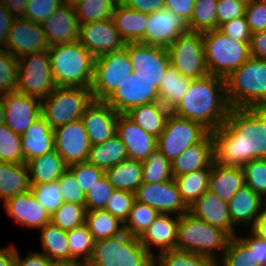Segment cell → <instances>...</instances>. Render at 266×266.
Instances as JSON below:
<instances>
[{
  "label": "cell",
  "instance_id": "1",
  "mask_svg": "<svg viewBox=\"0 0 266 266\" xmlns=\"http://www.w3.org/2000/svg\"><path fill=\"white\" fill-rule=\"evenodd\" d=\"M210 133L217 165L243 167L266 159V127L249 108H231L225 122Z\"/></svg>",
  "mask_w": 266,
  "mask_h": 266
},
{
  "label": "cell",
  "instance_id": "2",
  "mask_svg": "<svg viewBox=\"0 0 266 266\" xmlns=\"http://www.w3.org/2000/svg\"><path fill=\"white\" fill-rule=\"evenodd\" d=\"M230 109L225 79L208 74L191 80L187 93L172 113L197 121L209 131H213L225 122Z\"/></svg>",
  "mask_w": 266,
  "mask_h": 266
},
{
  "label": "cell",
  "instance_id": "3",
  "mask_svg": "<svg viewBox=\"0 0 266 266\" xmlns=\"http://www.w3.org/2000/svg\"><path fill=\"white\" fill-rule=\"evenodd\" d=\"M48 53L56 86L91 88L95 57L79 41L51 46Z\"/></svg>",
  "mask_w": 266,
  "mask_h": 266
},
{
  "label": "cell",
  "instance_id": "4",
  "mask_svg": "<svg viewBox=\"0 0 266 266\" xmlns=\"http://www.w3.org/2000/svg\"><path fill=\"white\" fill-rule=\"evenodd\" d=\"M231 108H250L266 103V60L250 57L226 79Z\"/></svg>",
  "mask_w": 266,
  "mask_h": 266
},
{
  "label": "cell",
  "instance_id": "5",
  "mask_svg": "<svg viewBox=\"0 0 266 266\" xmlns=\"http://www.w3.org/2000/svg\"><path fill=\"white\" fill-rule=\"evenodd\" d=\"M230 238L225 231L188 211L179 216L175 249L218 259L215 251L221 252L223 256Z\"/></svg>",
  "mask_w": 266,
  "mask_h": 266
},
{
  "label": "cell",
  "instance_id": "6",
  "mask_svg": "<svg viewBox=\"0 0 266 266\" xmlns=\"http://www.w3.org/2000/svg\"><path fill=\"white\" fill-rule=\"evenodd\" d=\"M84 266H154V256L126 231L97 240L92 255Z\"/></svg>",
  "mask_w": 266,
  "mask_h": 266
},
{
  "label": "cell",
  "instance_id": "7",
  "mask_svg": "<svg viewBox=\"0 0 266 266\" xmlns=\"http://www.w3.org/2000/svg\"><path fill=\"white\" fill-rule=\"evenodd\" d=\"M208 73L226 79L250 55V43H240L218 29L202 33Z\"/></svg>",
  "mask_w": 266,
  "mask_h": 266
},
{
  "label": "cell",
  "instance_id": "8",
  "mask_svg": "<svg viewBox=\"0 0 266 266\" xmlns=\"http://www.w3.org/2000/svg\"><path fill=\"white\" fill-rule=\"evenodd\" d=\"M93 100L91 88L56 86L41 100L42 116L54 130L80 119Z\"/></svg>",
  "mask_w": 266,
  "mask_h": 266
},
{
  "label": "cell",
  "instance_id": "9",
  "mask_svg": "<svg viewBox=\"0 0 266 266\" xmlns=\"http://www.w3.org/2000/svg\"><path fill=\"white\" fill-rule=\"evenodd\" d=\"M132 72L133 65L125 47L95 58L91 85L93 99L105 101Z\"/></svg>",
  "mask_w": 266,
  "mask_h": 266
},
{
  "label": "cell",
  "instance_id": "10",
  "mask_svg": "<svg viewBox=\"0 0 266 266\" xmlns=\"http://www.w3.org/2000/svg\"><path fill=\"white\" fill-rule=\"evenodd\" d=\"M55 88L48 51L18 58L17 92L42 100Z\"/></svg>",
  "mask_w": 266,
  "mask_h": 266
},
{
  "label": "cell",
  "instance_id": "11",
  "mask_svg": "<svg viewBox=\"0 0 266 266\" xmlns=\"http://www.w3.org/2000/svg\"><path fill=\"white\" fill-rule=\"evenodd\" d=\"M170 65L184 77L199 79L207 76L202 32L188 31L167 47Z\"/></svg>",
  "mask_w": 266,
  "mask_h": 266
},
{
  "label": "cell",
  "instance_id": "12",
  "mask_svg": "<svg viewBox=\"0 0 266 266\" xmlns=\"http://www.w3.org/2000/svg\"><path fill=\"white\" fill-rule=\"evenodd\" d=\"M210 131L201 123L169 114L157 138V148L172 162L187 147L200 142Z\"/></svg>",
  "mask_w": 266,
  "mask_h": 266
},
{
  "label": "cell",
  "instance_id": "13",
  "mask_svg": "<svg viewBox=\"0 0 266 266\" xmlns=\"http://www.w3.org/2000/svg\"><path fill=\"white\" fill-rule=\"evenodd\" d=\"M125 48L137 78L152 82L159 89L165 71L170 65L167 48L139 42L126 43Z\"/></svg>",
  "mask_w": 266,
  "mask_h": 266
},
{
  "label": "cell",
  "instance_id": "14",
  "mask_svg": "<svg viewBox=\"0 0 266 266\" xmlns=\"http://www.w3.org/2000/svg\"><path fill=\"white\" fill-rule=\"evenodd\" d=\"M134 194L136 201L147 204L159 213L180 216L189 211L174 178L156 184L142 182Z\"/></svg>",
  "mask_w": 266,
  "mask_h": 266
},
{
  "label": "cell",
  "instance_id": "15",
  "mask_svg": "<svg viewBox=\"0 0 266 266\" xmlns=\"http://www.w3.org/2000/svg\"><path fill=\"white\" fill-rule=\"evenodd\" d=\"M50 48L41 24L25 18H14L8 32L5 49L21 58Z\"/></svg>",
  "mask_w": 266,
  "mask_h": 266
},
{
  "label": "cell",
  "instance_id": "16",
  "mask_svg": "<svg viewBox=\"0 0 266 266\" xmlns=\"http://www.w3.org/2000/svg\"><path fill=\"white\" fill-rule=\"evenodd\" d=\"M54 149L69 166L88 160L91 144L81 119L53 130Z\"/></svg>",
  "mask_w": 266,
  "mask_h": 266
},
{
  "label": "cell",
  "instance_id": "17",
  "mask_svg": "<svg viewBox=\"0 0 266 266\" xmlns=\"http://www.w3.org/2000/svg\"><path fill=\"white\" fill-rule=\"evenodd\" d=\"M156 101H159V91L154 83L137 78L134 72L105 100L119 114Z\"/></svg>",
  "mask_w": 266,
  "mask_h": 266
},
{
  "label": "cell",
  "instance_id": "18",
  "mask_svg": "<svg viewBox=\"0 0 266 266\" xmlns=\"http://www.w3.org/2000/svg\"><path fill=\"white\" fill-rule=\"evenodd\" d=\"M188 31L187 23L179 15L164 8L147 14L144 37L139 43L167 48Z\"/></svg>",
  "mask_w": 266,
  "mask_h": 266
},
{
  "label": "cell",
  "instance_id": "19",
  "mask_svg": "<svg viewBox=\"0 0 266 266\" xmlns=\"http://www.w3.org/2000/svg\"><path fill=\"white\" fill-rule=\"evenodd\" d=\"M79 42L95 58L121 50L126 45L112 18L80 24Z\"/></svg>",
  "mask_w": 266,
  "mask_h": 266
},
{
  "label": "cell",
  "instance_id": "20",
  "mask_svg": "<svg viewBox=\"0 0 266 266\" xmlns=\"http://www.w3.org/2000/svg\"><path fill=\"white\" fill-rule=\"evenodd\" d=\"M5 107V124L23 135L26 129L42 115L41 100L14 91L1 95Z\"/></svg>",
  "mask_w": 266,
  "mask_h": 266
},
{
  "label": "cell",
  "instance_id": "21",
  "mask_svg": "<svg viewBox=\"0 0 266 266\" xmlns=\"http://www.w3.org/2000/svg\"><path fill=\"white\" fill-rule=\"evenodd\" d=\"M118 115L119 113L105 101L93 100L86 108L80 119L91 146L103 143L116 135Z\"/></svg>",
  "mask_w": 266,
  "mask_h": 266
},
{
  "label": "cell",
  "instance_id": "22",
  "mask_svg": "<svg viewBox=\"0 0 266 266\" xmlns=\"http://www.w3.org/2000/svg\"><path fill=\"white\" fill-rule=\"evenodd\" d=\"M41 26L50 47L79 41L80 23L73 7L60 5Z\"/></svg>",
  "mask_w": 266,
  "mask_h": 266
},
{
  "label": "cell",
  "instance_id": "23",
  "mask_svg": "<svg viewBox=\"0 0 266 266\" xmlns=\"http://www.w3.org/2000/svg\"><path fill=\"white\" fill-rule=\"evenodd\" d=\"M116 135L126 147L128 159L143 162L157 147V137L145 132L126 114H119Z\"/></svg>",
  "mask_w": 266,
  "mask_h": 266
},
{
  "label": "cell",
  "instance_id": "24",
  "mask_svg": "<svg viewBox=\"0 0 266 266\" xmlns=\"http://www.w3.org/2000/svg\"><path fill=\"white\" fill-rule=\"evenodd\" d=\"M195 217L225 231L230 237L237 236L233 225L228 203L219 198L214 192L207 189L189 208Z\"/></svg>",
  "mask_w": 266,
  "mask_h": 266
},
{
  "label": "cell",
  "instance_id": "25",
  "mask_svg": "<svg viewBox=\"0 0 266 266\" xmlns=\"http://www.w3.org/2000/svg\"><path fill=\"white\" fill-rule=\"evenodd\" d=\"M4 208L15 222L30 228L40 229L51 219L47 209L35 199L31 191L8 199Z\"/></svg>",
  "mask_w": 266,
  "mask_h": 266
},
{
  "label": "cell",
  "instance_id": "26",
  "mask_svg": "<svg viewBox=\"0 0 266 266\" xmlns=\"http://www.w3.org/2000/svg\"><path fill=\"white\" fill-rule=\"evenodd\" d=\"M172 215V216H171ZM179 216L159 213L148 229L139 238L140 243L153 256L152 248H158V253L175 249ZM153 246V247H152Z\"/></svg>",
  "mask_w": 266,
  "mask_h": 266
},
{
  "label": "cell",
  "instance_id": "27",
  "mask_svg": "<svg viewBox=\"0 0 266 266\" xmlns=\"http://www.w3.org/2000/svg\"><path fill=\"white\" fill-rule=\"evenodd\" d=\"M263 208L264 199L246 184L228 202L229 215L233 225L236 227L246 224L249 226V230L254 227Z\"/></svg>",
  "mask_w": 266,
  "mask_h": 266
},
{
  "label": "cell",
  "instance_id": "28",
  "mask_svg": "<svg viewBox=\"0 0 266 266\" xmlns=\"http://www.w3.org/2000/svg\"><path fill=\"white\" fill-rule=\"evenodd\" d=\"M212 163L213 141L209 132L200 142L187 147L171 162L173 178L208 168Z\"/></svg>",
  "mask_w": 266,
  "mask_h": 266
},
{
  "label": "cell",
  "instance_id": "29",
  "mask_svg": "<svg viewBox=\"0 0 266 266\" xmlns=\"http://www.w3.org/2000/svg\"><path fill=\"white\" fill-rule=\"evenodd\" d=\"M25 163L54 150V132L41 115L21 135Z\"/></svg>",
  "mask_w": 266,
  "mask_h": 266
},
{
  "label": "cell",
  "instance_id": "30",
  "mask_svg": "<svg viewBox=\"0 0 266 266\" xmlns=\"http://www.w3.org/2000/svg\"><path fill=\"white\" fill-rule=\"evenodd\" d=\"M245 185L242 167L211 164L208 189L225 202H229L234 194Z\"/></svg>",
  "mask_w": 266,
  "mask_h": 266
},
{
  "label": "cell",
  "instance_id": "31",
  "mask_svg": "<svg viewBox=\"0 0 266 266\" xmlns=\"http://www.w3.org/2000/svg\"><path fill=\"white\" fill-rule=\"evenodd\" d=\"M30 189L27 163L15 164L0 161V200H3V203Z\"/></svg>",
  "mask_w": 266,
  "mask_h": 266
},
{
  "label": "cell",
  "instance_id": "32",
  "mask_svg": "<svg viewBox=\"0 0 266 266\" xmlns=\"http://www.w3.org/2000/svg\"><path fill=\"white\" fill-rule=\"evenodd\" d=\"M112 19L119 35L126 43H137L143 39L147 14L130 9L122 3H117Z\"/></svg>",
  "mask_w": 266,
  "mask_h": 266
},
{
  "label": "cell",
  "instance_id": "33",
  "mask_svg": "<svg viewBox=\"0 0 266 266\" xmlns=\"http://www.w3.org/2000/svg\"><path fill=\"white\" fill-rule=\"evenodd\" d=\"M169 111L159 101L131 108L125 114L145 132L159 137L165 128Z\"/></svg>",
  "mask_w": 266,
  "mask_h": 266
},
{
  "label": "cell",
  "instance_id": "34",
  "mask_svg": "<svg viewBox=\"0 0 266 266\" xmlns=\"http://www.w3.org/2000/svg\"><path fill=\"white\" fill-rule=\"evenodd\" d=\"M27 166L31 184L56 181L68 168L55 149L29 160Z\"/></svg>",
  "mask_w": 266,
  "mask_h": 266
},
{
  "label": "cell",
  "instance_id": "35",
  "mask_svg": "<svg viewBox=\"0 0 266 266\" xmlns=\"http://www.w3.org/2000/svg\"><path fill=\"white\" fill-rule=\"evenodd\" d=\"M40 230V242L46 255L54 263H70V250L67 241V232L51 222Z\"/></svg>",
  "mask_w": 266,
  "mask_h": 266
},
{
  "label": "cell",
  "instance_id": "36",
  "mask_svg": "<svg viewBox=\"0 0 266 266\" xmlns=\"http://www.w3.org/2000/svg\"><path fill=\"white\" fill-rule=\"evenodd\" d=\"M114 189L135 193L142 184V162L126 159L105 171Z\"/></svg>",
  "mask_w": 266,
  "mask_h": 266
},
{
  "label": "cell",
  "instance_id": "37",
  "mask_svg": "<svg viewBox=\"0 0 266 266\" xmlns=\"http://www.w3.org/2000/svg\"><path fill=\"white\" fill-rule=\"evenodd\" d=\"M191 79L184 77L169 65L159 86V102L169 111H173L187 93Z\"/></svg>",
  "mask_w": 266,
  "mask_h": 266
},
{
  "label": "cell",
  "instance_id": "38",
  "mask_svg": "<svg viewBox=\"0 0 266 266\" xmlns=\"http://www.w3.org/2000/svg\"><path fill=\"white\" fill-rule=\"evenodd\" d=\"M126 159H128L126 147L122 140L114 135L103 143L92 145L87 161L106 171Z\"/></svg>",
  "mask_w": 266,
  "mask_h": 266
},
{
  "label": "cell",
  "instance_id": "39",
  "mask_svg": "<svg viewBox=\"0 0 266 266\" xmlns=\"http://www.w3.org/2000/svg\"><path fill=\"white\" fill-rule=\"evenodd\" d=\"M85 224L95 241L124 232V223L104 209L86 211Z\"/></svg>",
  "mask_w": 266,
  "mask_h": 266
},
{
  "label": "cell",
  "instance_id": "40",
  "mask_svg": "<svg viewBox=\"0 0 266 266\" xmlns=\"http://www.w3.org/2000/svg\"><path fill=\"white\" fill-rule=\"evenodd\" d=\"M210 172L211 165L174 178L181 198L188 208L208 189Z\"/></svg>",
  "mask_w": 266,
  "mask_h": 266
},
{
  "label": "cell",
  "instance_id": "41",
  "mask_svg": "<svg viewBox=\"0 0 266 266\" xmlns=\"http://www.w3.org/2000/svg\"><path fill=\"white\" fill-rule=\"evenodd\" d=\"M155 255L154 266H219V259L178 249Z\"/></svg>",
  "mask_w": 266,
  "mask_h": 266
},
{
  "label": "cell",
  "instance_id": "42",
  "mask_svg": "<svg viewBox=\"0 0 266 266\" xmlns=\"http://www.w3.org/2000/svg\"><path fill=\"white\" fill-rule=\"evenodd\" d=\"M67 241L70 250V263L85 265L92 255L95 240L87 228L83 225L67 231Z\"/></svg>",
  "mask_w": 266,
  "mask_h": 266
},
{
  "label": "cell",
  "instance_id": "43",
  "mask_svg": "<svg viewBox=\"0 0 266 266\" xmlns=\"http://www.w3.org/2000/svg\"><path fill=\"white\" fill-rule=\"evenodd\" d=\"M218 0H195L188 30L191 32H206L218 29L217 26Z\"/></svg>",
  "mask_w": 266,
  "mask_h": 266
},
{
  "label": "cell",
  "instance_id": "44",
  "mask_svg": "<svg viewBox=\"0 0 266 266\" xmlns=\"http://www.w3.org/2000/svg\"><path fill=\"white\" fill-rule=\"evenodd\" d=\"M173 178L171 162L156 147L142 162L143 182L156 184Z\"/></svg>",
  "mask_w": 266,
  "mask_h": 266
},
{
  "label": "cell",
  "instance_id": "45",
  "mask_svg": "<svg viewBox=\"0 0 266 266\" xmlns=\"http://www.w3.org/2000/svg\"><path fill=\"white\" fill-rule=\"evenodd\" d=\"M117 2L114 0H82L75 8L80 24L111 19Z\"/></svg>",
  "mask_w": 266,
  "mask_h": 266
},
{
  "label": "cell",
  "instance_id": "46",
  "mask_svg": "<svg viewBox=\"0 0 266 266\" xmlns=\"http://www.w3.org/2000/svg\"><path fill=\"white\" fill-rule=\"evenodd\" d=\"M158 214L156 209L135 200L129 217L124 223V231L133 237L140 238Z\"/></svg>",
  "mask_w": 266,
  "mask_h": 266
},
{
  "label": "cell",
  "instance_id": "47",
  "mask_svg": "<svg viewBox=\"0 0 266 266\" xmlns=\"http://www.w3.org/2000/svg\"><path fill=\"white\" fill-rule=\"evenodd\" d=\"M85 216V204L63 202L51 215L50 222L67 232L83 225L85 223Z\"/></svg>",
  "mask_w": 266,
  "mask_h": 266
},
{
  "label": "cell",
  "instance_id": "48",
  "mask_svg": "<svg viewBox=\"0 0 266 266\" xmlns=\"http://www.w3.org/2000/svg\"><path fill=\"white\" fill-rule=\"evenodd\" d=\"M219 266H260L255 262L253 251L238 237L230 238Z\"/></svg>",
  "mask_w": 266,
  "mask_h": 266
},
{
  "label": "cell",
  "instance_id": "49",
  "mask_svg": "<svg viewBox=\"0 0 266 266\" xmlns=\"http://www.w3.org/2000/svg\"><path fill=\"white\" fill-rule=\"evenodd\" d=\"M21 144V135L13 132L5 123L0 125V161L25 163Z\"/></svg>",
  "mask_w": 266,
  "mask_h": 266
},
{
  "label": "cell",
  "instance_id": "50",
  "mask_svg": "<svg viewBox=\"0 0 266 266\" xmlns=\"http://www.w3.org/2000/svg\"><path fill=\"white\" fill-rule=\"evenodd\" d=\"M33 196L52 215L64 202L58 180L40 184H31Z\"/></svg>",
  "mask_w": 266,
  "mask_h": 266
},
{
  "label": "cell",
  "instance_id": "51",
  "mask_svg": "<svg viewBox=\"0 0 266 266\" xmlns=\"http://www.w3.org/2000/svg\"><path fill=\"white\" fill-rule=\"evenodd\" d=\"M18 59L0 48V96L16 91Z\"/></svg>",
  "mask_w": 266,
  "mask_h": 266
},
{
  "label": "cell",
  "instance_id": "52",
  "mask_svg": "<svg viewBox=\"0 0 266 266\" xmlns=\"http://www.w3.org/2000/svg\"><path fill=\"white\" fill-rule=\"evenodd\" d=\"M242 168L245 184L264 199L266 197V159L251 160Z\"/></svg>",
  "mask_w": 266,
  "mask_h": 266
},
{
  "label": "cell",
  "instance_id": "53",
  "mask_svg": "<svg viewBox=\"0 0 266 266\" xmlns=\"http://www.w3.org/2000/svg\"><path fill=\"white\" fill-rule=\"evenodd\" d=\"M67 169L73 174L85 194L105 175L103 169L98 168L88 161L69 165Z\"/></svg>",
  "mask_w": 266,
  "mask_h": 266
},
{
  "label": "cell",
  "instance_id": "54",
  "mask_svg": "<svg viewBox=\"0 0 266 266\" xmlns=\"http://www.w3.org/2000/svg\"><path fill=\"white\" fill-rule=\"evenodd\" d=\"M134 202V193L115 189L108 197L104 210L125 223Z\"/></svg>",
  "mask_w": 266,
  "mask_h": 266
},
{
  "label": "cell",
  "instance_id": "55",
  "mask_svg": "<svg viewBox=\"0 0 266 266\" xmlns=\"http://www.w3.org/2000/svg\"><path fill=\"white\" fill-rule=\"evenodd\" d=\"M114 190L115 189L109 182L108 177L104 175L85 194L86 211L104 209L108 197L112 194Z\"/></svg>",
  "mask_w": 266,
  "mask_h": 266
},
{
  "label": "cell",
  "instance_id": "56",
  "mask_svg": "<svg viewBox=\"0 0 266 266\" xmlns=\"http://www.w3.org/2000/svg\"><path fill=\"white\" fill-rule=\"evenodd\" d=\"M60 5L61 0H28L24 18L42 24Z\"/></svg>",
  "mask_w": 266,
  "mask_h": 266
},
{
  "label": "cell",
  "instance_id": "57",
  "mask_svg": "<svg viewBox=\"0 0 266 266\" xmlns=\"http://www.w3.org/2000/svg\"><path fill=\"white\" fill-rule=\"evenodd\" d=\"M244 16L251 33L266 30V0L247 2Z\"/></svg>",
  "mask_w": 266,
  "mask_h": 266
},
{
  "label": "cell",
  "instance_id": "58",
  "mask_svg": "<svg viewBox=\"0 0 266 266\" xmlns=\"http://www.w3.org/2000/svg\"><path fill=\"white\" fill-rule=\"evenodd\" d=\"M58 182L64 202L85 204V193L68 169L60 176Z\"/></svg>",
  "mask_w": 266,
  "mask_h": 266
},
{
  "label": "cell",
  "instance_id": "59",
  "mask_svg": "<svg viewBox=\"0 0 266 266\" xmlns=\"http://www.w3.org/2000/svg\"><path fill=\"white\" fill-rule=\"evenodd\" d=\"M218 30L234 41L250 43L252 33L249 29L245 16L234 18L218 27Z\"/></svg>",
  "mask_w": 266,
  "mask_h": 266
},
{
  "label": "cell",
  "instance_id": "60",
  "mask_svg": "<svg viewBox=\"0 0 266 266\" xmlns=\"http://www.w3.org/2000/svg\"><path fill=\"white\" fill-rule=\"evenodd\" d=\"M246 3L244 0H218L217 26L244 16Z\"/></svg>",
  "mask_w": 266,
  "mask_h": 266
},
{
  "label": "cell",
  "instance_id": "61",
  "mask_svg": "<svg viewBox=\"0 0 266 266\" xmlns=\"http://www.w3.org/2000/svg\"><path fill=\"white\" fill-rule=\"evenodd\" d=\"M250 236H237L253 251L255 262L260 266H266V239L259 237L256 233L250 230Z\"/></svg>",
  "mask_w": 266,
  "mask_h": 266
},
{
  "label": "cell",
  "instance_id": "62",
  "mask_svg": "<svg viewBox=\"0 0 266 266\" xmlns=\"http://www.w3.org/2000/svg\"><path fill=\"white\" fill-rule=\"evenodd\" d=\"M26 257H21L16 247L14 266H52L54 264L46 255L41 252L30 251Z\"/></svg>",
  "mask_w": 266,
  "mask_h": 266
},
{
  "label": "cell",
  "instance_id": "63",
  "mask_svg": "<svg viewBox=\"0 0 266 266\" xmlns=\"http://www.w3.org/2000/svg\"><path fill=\"white\" fill-rule=\"evenodd\" d=\"M122 4L145 14L160 11L165 8V0H124Z\"/></svg>",
  "mask_w": 266,
  "mask_h": 266
},
{
  "label": "cell",
  "instance_id": "64",
  "mask_svg": "<svg viewBox=\"0 0 266 266\" xmlns=\"http://www.w3.org/2000/svg\"><path fill=\"white\" fill-rule=\"evenodd\" d=\"M195 0H165V8L179 15L186 23L189 22Z\"/></svg>",
  "mask_w": 266,
  "mask_h": 266
},
{
  "label": "cell",
  "instance_id": "65",
  "mask_svg": "<svg viewBox=\"0 0 266 266\" xmlns=\"http://www.w3.org/2000/svg\"><path fill=\"white\" fill-rule=\"evenodd\" d=\"M250 55L254 58L266 60V30L252 33Z\"/></svg>",
  "mask_w": 266,
  "mask_h": 266
},
{
  "label": "cell",
  "instance_id": "66",
  "mask_svg": "<svg viewBox=\"0 0 266 266\" xmlns=\"http://www.w3.org/2000/svg\"><path fill=\"white\" fill-rule=\"evenodd\" d=\"M14 17L0 2V48L6 47L8 32Z\"/></svg>",
  "mask_w": 266,
  "mask_h": 266
},
{
  "label": "cell",
  "instance_id": "67",
  "mask_svg": "<svg viewBox=\"0 0 266 266\" xmlns=\"http://www.w3.org/2000/svg\"><path fill=\"white\" fill-rule=\"evenodd\" d=\"M14 18H24L28 0H0Z\"/></svg>",
  "mask_w": 266,
  "mask_h": 266
},
{
  "label": "cell",
  "instance_id": "68",
  "mask_svg": "<svg viewBox=\"0 0 266 266\" xmlns=\"http://www.w3.org/2000/svg\"><path fill=\"white\" fill-rule=\"evenodd\" d=\"M15 251L14 244L0 248V266H14Z\"/></svg>",
  "mask_w": 266,
  "mask_h": 266
},
{
  "label": "cell",
  "instance_id": "69",
  "mask_svg": "<svg viewBox=\"0 0 266 266\" xmlns=\"http://www.w3.org/2000/svg\"><path fill=\"white\" fill-rule=\"evenodd\" d=\"M251 230L259 237L266 239V206L262 209L260 217Z\"/></svg>",
  "mask_w": 266,
  "mask_h": 266
},
{
  "label": "cell",
  "instance_id": "70",
  "mask_svg": "<svg viewBox=\"0 0 266 266\" xmlns=\"http://www.w3.org/2000/svg\"><path fill=\"white\" fill-rule=\"evenodd\" d=\"M263 123L266 127V103H259L249 108Z\"/></svg>",
  "mask_w": 266,
  "mask_h": 266
},
{
  "label": "cell",
  "instance_id": "71",
  "mask_svg": "<svg viewBox=\"0 0 266 266\" xmlns=\"http://www.w3.org/2000/svg\"><path fill=\"white\" fill-rule=\"evenodd\" d=\"M5 122V107L3 104L2 96H0V125Z\"/></svg>",
  "mask_w": 266,
  "mask_h": 266
},
{
  "label": "cell",
  "instance_id": "72",
  "mask_svg": "<svg viewBox=\"0 0 266 266\" xmlns=\"http://www.w3.org/2000/svg\"><path fill=\"white\" fill-rule=\"evenodd\" d=\"M82 0H61L62 4L75 8Z\"/></svg>",
  "mask_w": 266,
  "mask_h": 266
},
{
  "label": "cell",
  "instance_id": "73",
  "mask_svg": "<svg viewBox=\"0 0 266 266\" xmlns=\"http://www.w3.org/2000/svg\"><path fill=\"white\" fill-rule=\"evenodd\" d=\"M52 266H84L81 263H54Z\"/></svg>",
  "mask_w": 266,
  "mask_h": 266
},
{
  "label": "cell",
  "instance_id": "74",
  "mask_svg": "<svg viewBox=\"0 0 266 266\" xmlns=\"http://www.w3.org/2000/svg\"><path fill=\"white\" fill-rule=\"evenodd\" d=\"M117 3H122L124 0H114Z\"/></svg>",
  "mask_w": 266,
  "mask_h": 266
},
{
  "label": "cell",
  "instance_id": "75",
  "mask_svg": "<svg viewBox=\"0 0 266 266\" xmlns=\"http://www.w3.org/2000/svg\"><path fill=\"white\" fill-rule=\"evenodd\" d=\"M264 206H266V197L264 198Z\"/></svg>",
  "mask_w": 266,
  "mask_h": 266
}]
</instances>
